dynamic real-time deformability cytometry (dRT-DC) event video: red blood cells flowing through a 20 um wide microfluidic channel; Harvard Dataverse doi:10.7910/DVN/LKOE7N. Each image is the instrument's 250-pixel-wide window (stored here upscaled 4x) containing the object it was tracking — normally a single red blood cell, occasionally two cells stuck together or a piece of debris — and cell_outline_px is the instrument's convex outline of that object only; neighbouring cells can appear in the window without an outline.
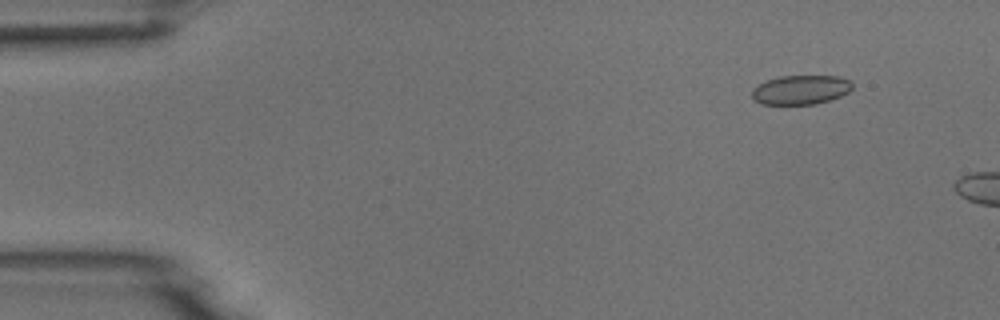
{"species": "common noctule bat (a hibernating species)", "species_latin": "Nyctalus noctula", "temperature_condition": "room temperature", "stored_images_in_passage": 3, "camera_frame_rate_fps": 3000, "um_per_image_px": 0.085, "animal": {"sex": "male", "body_mass_g": 18.8}, "frame": {"image": 1, "passage_image": 2, "time_ms": 1.0, "image_size_px": [1000, 320], "cell_outline_px": [[852, 88], [848, 92], [840, 96], [816, 104], [760, 104], [752, 100], [752, 88], [768, 80], [780, 76], [840, 76], [848, 80], [852, 84]], "centroid_in_image_um": [68.03, 7.64], "position_along_channel_um": 17.0, "area_um2": 17.05}}